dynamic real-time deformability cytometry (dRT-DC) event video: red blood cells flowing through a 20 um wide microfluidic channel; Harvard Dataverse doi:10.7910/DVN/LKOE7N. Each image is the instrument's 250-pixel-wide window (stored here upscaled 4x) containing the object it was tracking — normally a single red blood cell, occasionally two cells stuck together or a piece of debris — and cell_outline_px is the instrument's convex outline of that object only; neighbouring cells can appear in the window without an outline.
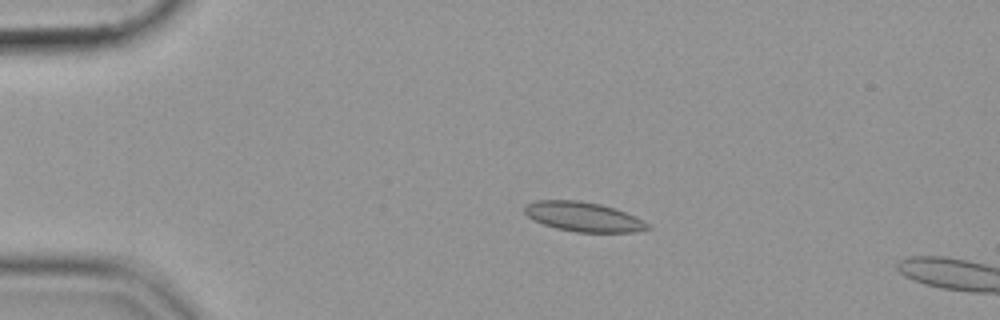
{"species": "common noctule bat (a hibernating species)", "species_latin": "Nyctalus noctula", "temperature_condition": "cold", "stored_images_in_passage": 55, "camera_frame_rate_fps": 3000, "um_per_image_px": 0.085, "animal": {"sex": "female", "body_mass_g": 19.9}, "frame": {"image": 1, "passage_image": 11, "time_ms": 3.333, "image_size_px": [1000, 320], "cell_outline_px": [[652, 228], [636, 232], [576, 232], [556, 228], [532, 220], [524, 212], [524, 204], [536, 200], [580, 200], [600, 204], [624, 212], [648, 224]], "centroid_in_image_um": [49.52, 18.42], "position_along_channel_um": 35.5, "area_um2": 21.04}}
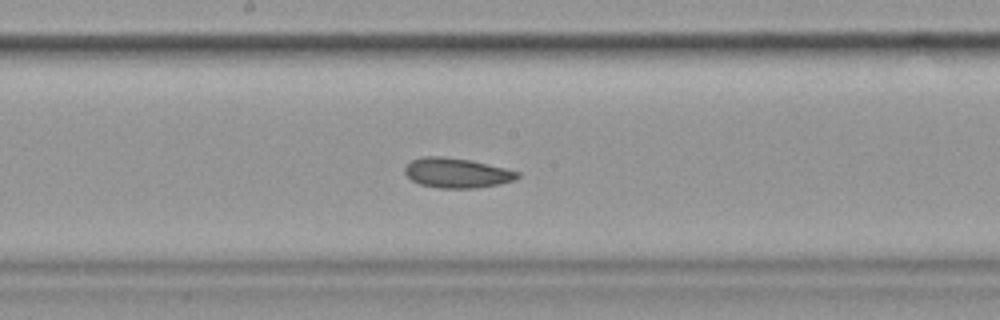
{"frame": {"image": 2, "passage_image": 29, "time_ms": 9.333, "image_size_px": [1000, 320], "cell_outline_px": [[520, 176], [516, 180], [500, 184], [476, 188], [436, 188], [420, 184], [412, 180], [404, 172], [404, 168], [412, 160], [424, 156], [440, 156], [472, 160], [520, 172]], "centroid_in_image_um": [38.85, 14.7], "position_along_channel_um": 209.4, "area_um2": 19.65}}
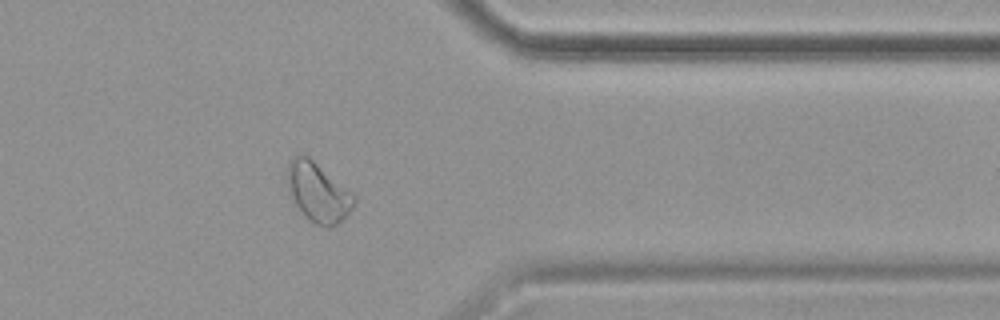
{"frame": {"image": 3, "passage_image": 44, "time_ms": 14.333, "image_size_px": [1000, 320], "cell_outline_px": [[356, 200], [352, 208], [336, 224], [328, 228], [312, 224], [304, 216], [296, 204], [292, 196], [288, 180], [288, 164], [292, 156], [308, 156], [352, 192], [356, 196]], "centroid_in_image_um": [27.05, 16.37], "position_along_channel_um": 384.3, "area_um2": 22.54}}